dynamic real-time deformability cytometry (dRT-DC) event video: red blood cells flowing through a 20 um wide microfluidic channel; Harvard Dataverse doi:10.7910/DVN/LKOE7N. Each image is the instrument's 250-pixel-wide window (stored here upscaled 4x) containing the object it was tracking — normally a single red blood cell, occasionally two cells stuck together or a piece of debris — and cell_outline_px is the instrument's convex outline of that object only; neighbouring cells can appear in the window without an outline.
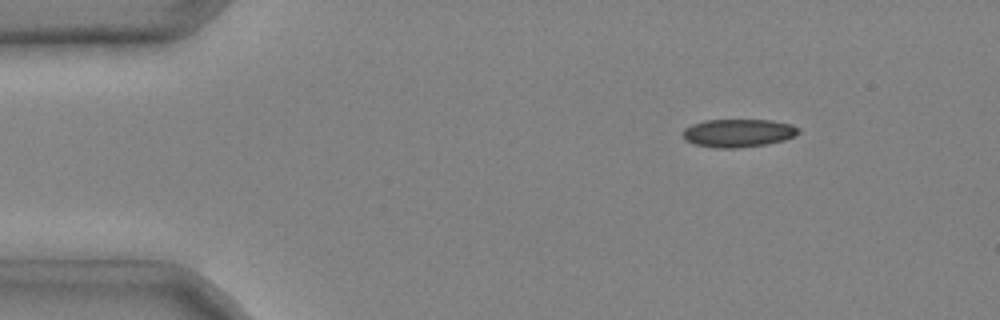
{"species": "common noctule bat (a hibernating species)", "species_latin": "Nyctalus noctula", "temperature_condition": "cold", "stored_images_in_passage": 3, "camera_frame_rate_fps": 3000, "um_per_image_px": 0.085, "animal": {"sex": "male", "body_mass_g": 20.4}, "frame": {"image": 1, "passage_image": 1, "time_ms": 0.0, "image_size_px": [1000, 320], "cell_outline_px": [[800, 132], [796, 136], [784, 140], [768, 144], [740, 148], [716, 148], [696, 144], [684, 140], [684, 128], [692, 124], [704, 120], [772, 120], [792, 124], [800, 128]], "centroid_in_image_um": [62.8, 11.3], "position_along_channel_um": 22.2, "area_um2": 19.13}}